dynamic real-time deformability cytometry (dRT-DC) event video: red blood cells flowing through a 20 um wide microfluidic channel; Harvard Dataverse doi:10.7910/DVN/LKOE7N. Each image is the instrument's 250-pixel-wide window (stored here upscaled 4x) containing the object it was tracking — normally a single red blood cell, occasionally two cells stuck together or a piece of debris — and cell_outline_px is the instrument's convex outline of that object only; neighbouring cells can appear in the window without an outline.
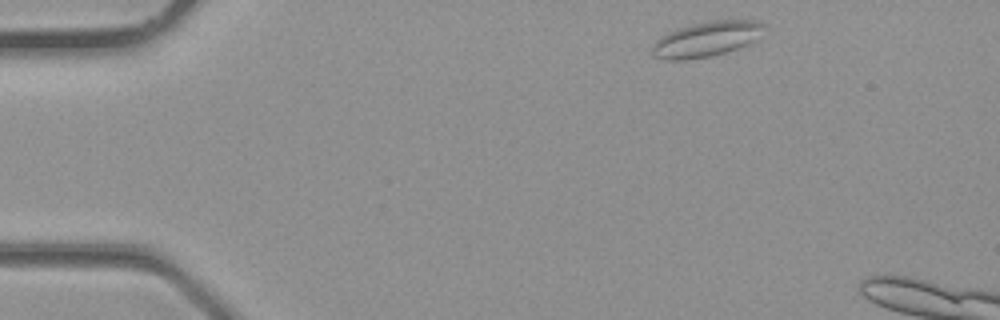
{"species": "common noctule bat (a hibernating species)", "species_latin": "Nyctalus noctula", "temperature_condition": "room temperature", "stored_images_in_passage": 5, "camera_frame_rate_fps": 3000, "um_per_image_px": 0.085, "animal": {"sex": "male", "body_mass_g": 23.1, "forearm_length_mm": 52.7}, "frame": {"image": 1, "passage_image": 1, "time_ms": 0.0, "image_size_px": [1000, 320], "cell_outline_px": [[764, 24], [752, 40], [736, 48], [712, 56], [684, 60], [664, 60], [652, 56], [652, 44], [660, 36], [668, 32], [692, 24], [712, 20], [756, 20]], "centroid_in_image_um": [59.91, 3.34], "position_along_channel_um": 25.1, "area_um2": 22.37}}